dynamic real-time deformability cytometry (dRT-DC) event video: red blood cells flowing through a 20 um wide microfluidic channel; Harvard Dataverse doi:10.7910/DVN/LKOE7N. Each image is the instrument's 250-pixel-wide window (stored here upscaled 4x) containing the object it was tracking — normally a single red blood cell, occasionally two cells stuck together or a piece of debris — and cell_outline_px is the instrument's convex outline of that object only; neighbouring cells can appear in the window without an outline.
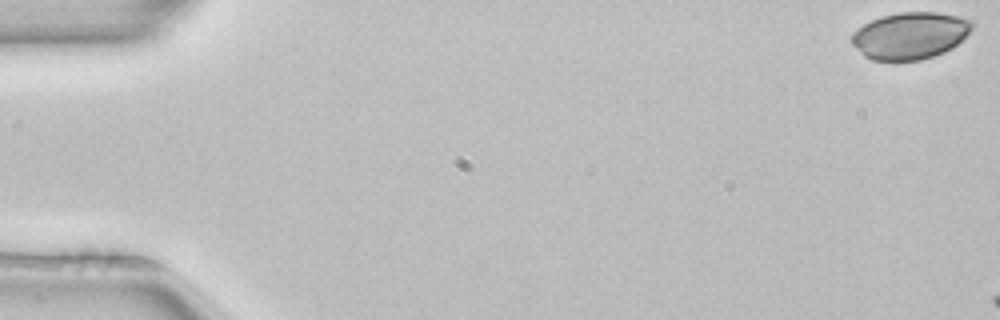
{"species": "common noctule bat (a hibernating species)", "species_latin": "Nyctalus noctula", "temperature_condition": "room temperature", "stored_images_in_passage": 3, "camera_frame_rate_fps": 3000, "um_per_image_px": 0.085, "animal": {"sex": "female", "body_mass_g": 22.7, "forearm_length_mm": 54.2}, "frame": {"image": 1, "passage_image": 1, "time_ms": 0.0, "image_size_px": [1000, 320], "cell_outline_px": [[976, 24], [952, 48], [944, 52], [920, 60], [872, 60], [864, 56], [852, 44], [852, 32], [864, 24], [880, 16], [900, 12], [936, 12], [956, 16], [972, 20]], "centroid_in_image_um": [77.34, 3.02], "position_along_channel_um": 7.7, "area_um2": 32.71}}